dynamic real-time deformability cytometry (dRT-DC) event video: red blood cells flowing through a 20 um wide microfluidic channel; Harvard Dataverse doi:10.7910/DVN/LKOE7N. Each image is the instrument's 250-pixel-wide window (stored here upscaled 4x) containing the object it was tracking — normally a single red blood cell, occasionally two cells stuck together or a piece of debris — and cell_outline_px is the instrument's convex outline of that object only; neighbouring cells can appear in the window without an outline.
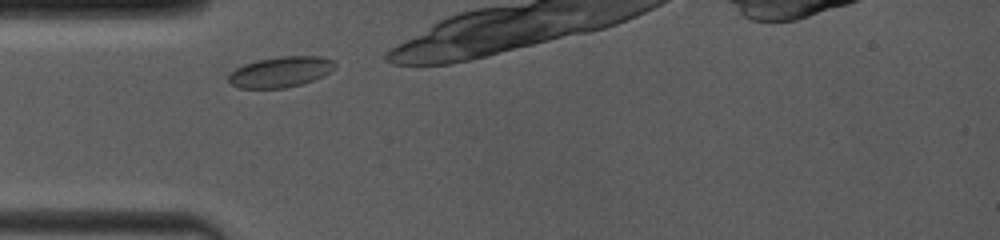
{"species": "common noctule bat (a hibernating species)", "species_latin": "Nyctalus noctula", "temperature_condition": "room temperature", "stored_images_in_passage": 11, "camera_frame_rate_fps": 4000, "um_per_image_px": 0.085, "animal": {"sex": "female", "body_mass_g": 19.0, "forearm_length_mm": 53.3}, "frame": {"image": 1, "passage_image": 1, "time_ms": 0.0, "image_size_px": [1000, 240], "cell_outline_px": [[336, 68], [304, 84], [284, 88], [240, 88], [232, 84], [228, 80], [228, 76], [236, 68], [244, 64], [260, 60], [280, 56], [320, 56], [332, 60], [336, 64]], "centroid_in_image_um": [23.86, 6.11], "position_along_channel_um": 61.1, "area_um2": 18.79}}
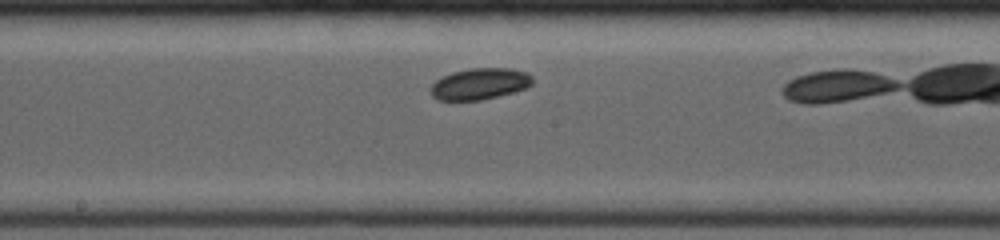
{"frame": {"image": 2, "passage_image": 8, "time_ms": 3.75, "image_size_px": [1000, 240], "cell_outline_px": [[532, 84], [524, 88], [512, 92], [480, 100], [436, 100], [432, 96], [432, 84], [436, 80], [452, 72], [472, 68], [512, 68], [528, 72], [532, 76]], "centroid_in_image_um": [40.79, 7.11], "position_along_channel_um": 207.4, "area_um2": 18.44}}